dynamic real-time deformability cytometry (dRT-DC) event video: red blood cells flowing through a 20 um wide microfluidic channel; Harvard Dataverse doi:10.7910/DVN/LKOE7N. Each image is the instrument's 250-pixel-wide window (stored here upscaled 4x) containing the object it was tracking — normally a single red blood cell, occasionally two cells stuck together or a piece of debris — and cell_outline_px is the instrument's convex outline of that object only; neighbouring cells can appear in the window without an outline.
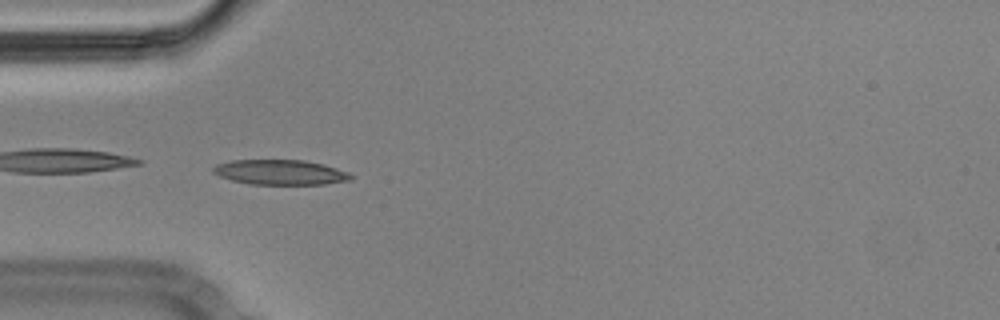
{"species": "Egyptian fruit bat (a non-hibernating species)", "species_latin": "Rousettus aegyptiacus", "temperature_condition": "cold", "stored_images_in_passage": 38, "camera_frame_rate_fps": 3000, "um_per_image_px": 0.085, "animal": {"sex": "male"}, "frame": {"image": 1, "passage_image": 1, "time_ms": 0.0, "image_size_px": [1000, 320], "cell_outline_px": [[352, 180], [324, 184], [248, 184], [232, 180], [220, 176], [212, 172], [212, 168], [216, 164], [232, 160], [304, 160], [324, 164], [348, 172], [352, 176]], "centroid_in_image_um": [23.82, 14.64], "position_along_channel_um": 61.2, "area_um2": 20.06}}
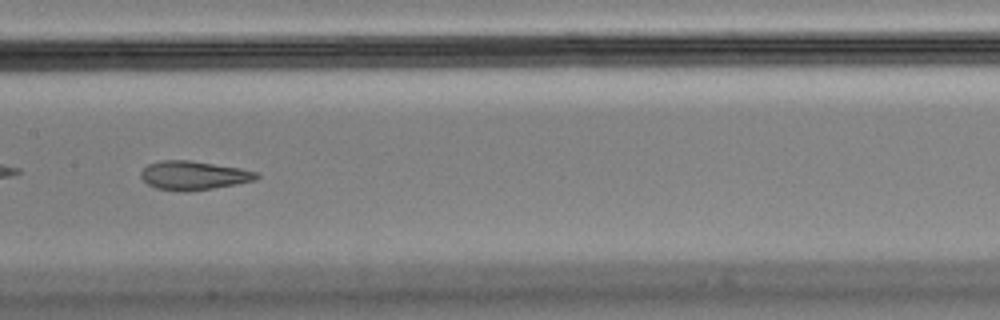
{"frame": {"image": 2, "passage_image": 12, "time_ms": 3.667, "image_size_px": [1000, 320], "cell_outline_px": [[260, 176], [256, 180], [236, 184], [188, 192], [176, 192], [156, 188], [148, 184], [140, 176], [140, 172], [148, 164], [160, 160], [188, 160], [240, 168], [260, 172]], "centroid_in_image_um": [16.46, 14.92], "position_along_channel_um": 190.9, "area_um2": 19.59}, "authors_computed_cell_mechanics": {"area_um2": 20.23, "velocity_mm_per_s": 3.5549, "shape_relaxation_time_tau1_ms": null, "shape_relaxation_time_tau2_ms": 1.2881, "deformation_change_tau1": null, "deformation_change_tau2": 0.0812}}